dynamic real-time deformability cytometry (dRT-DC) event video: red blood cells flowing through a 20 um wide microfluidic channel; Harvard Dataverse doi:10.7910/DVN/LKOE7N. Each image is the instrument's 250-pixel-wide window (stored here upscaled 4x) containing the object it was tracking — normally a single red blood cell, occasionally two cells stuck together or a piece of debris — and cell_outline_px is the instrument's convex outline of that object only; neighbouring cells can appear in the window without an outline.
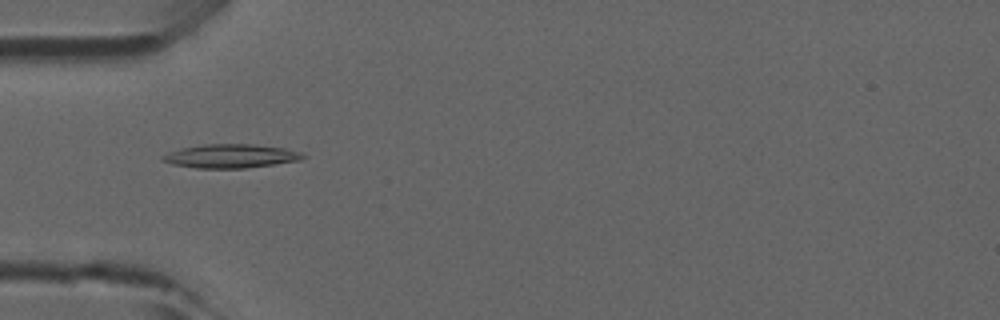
{"species": "common noctule bat (a hibernating species)", "species_latin": "Nyctalus noctula", "temperature_condition": "room temperature", "stored_images_in_passage": 33, "camera_frame_rate_fps": 3000, "um_per_image_px": 0.085, "animal": {"sex": "male", "forearm_length_mm": 52.5}, "frame": {"image": 1, "passage_image": 1, "time_ms": 0.0, "image_size_px": [1000, 320], "cell_outline_px": [[308, 156], [300, 160], [244, 168], [196, 168], [172, 164], [160, 160], [160, 156], [168, 152], [180, 148], [204, 144], [252, 144], [284, 148], [304, 152]], "centroid_in_image_um": [19.6, 13.26], "position_along_channel_um": 65.4, "area_um2": 19.54}}
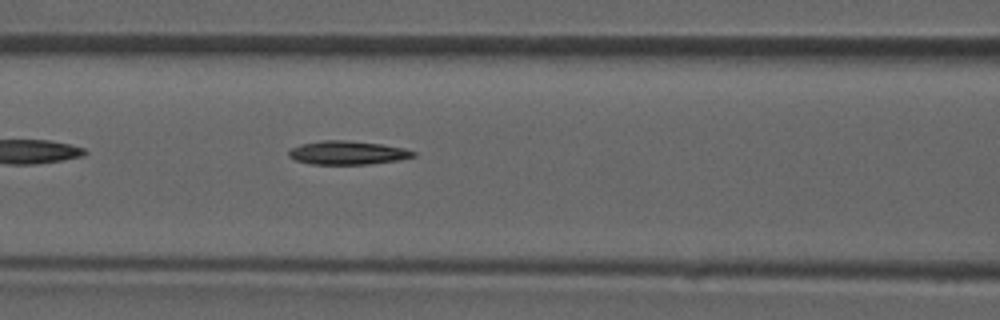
{"frame": {"image": 2, "passage_image": 6, "time_ms": 1.667, "image_size_px": [1000, 320], "cell_outline_px": [[416, 156], [400, 160], [368, 164], [312, 164], [296, 160], [288, 156], [288, 152], [292, 148], [300, 144], [324, 140], [344, 140], [380, 144], [404, 148], [416, 152]], "centroid_in_image_um": [29.56, 12.98], "position_along_channel_um": 137.0, "area_um2": 17.05}}